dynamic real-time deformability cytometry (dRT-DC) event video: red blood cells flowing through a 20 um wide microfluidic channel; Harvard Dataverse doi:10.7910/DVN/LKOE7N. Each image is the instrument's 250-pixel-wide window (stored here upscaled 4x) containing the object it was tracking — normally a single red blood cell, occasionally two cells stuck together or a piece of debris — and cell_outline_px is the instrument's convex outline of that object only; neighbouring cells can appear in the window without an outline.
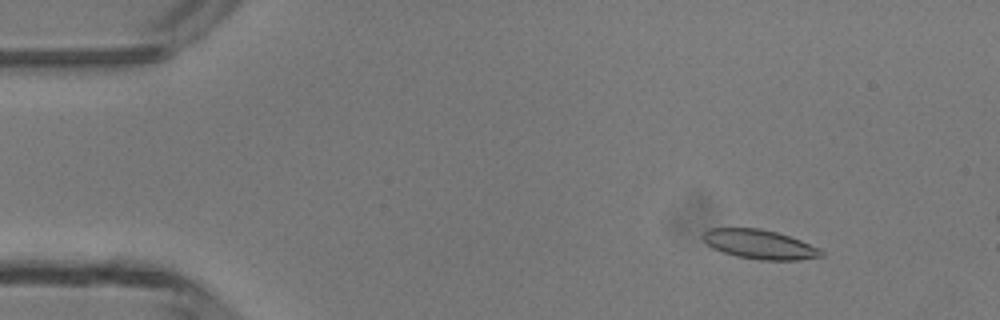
{"species": "common noctule bat (a hibernating species)", "species_latin": "Nyctalus noctula", "temperature_condition": "room temperature", "stored_images_in_passage": 4, "camera_frame_rate_fps": 3000, "um_per_image_px": 0.085, "animal": {"sex": "male", "body_mass_g": 13.3}, "frame": {"image": 1, "passage_image": 2, "time_ms": 1.0, "image_size_px": [1000, 320], "cell_outline_px": [[824, 256], [796, 260], [760, 260], [736, 256], [712, 248], [704, 240], [704, 232], [708, 228], [760, 228], [776, 232], [800, 240], [820, 248], [824, 252]], "centroid_in_image_um": [64.59, 20.77], "position_along_channel_um": 20.4, "area_um2": 20.06}}